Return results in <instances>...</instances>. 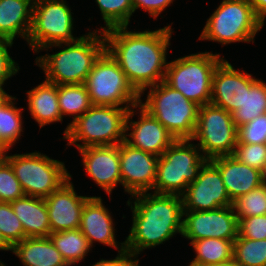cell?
<instances>
[{"instance_id": "obj_1", "label": "cell", "mask_w": 266, "mask_h": 266, "mask_svg": "<svg viewBox=\"0 0 266 266\" xmlns=\"http://www.w3.org/2000/svg\"><path fill=\"white\" fill-rule=\"evenodd\" d=\"M171 27L132 32L125 26L103 32L105 50L118 63L140 96L148 87L164 81L168 66L167 49L173 32Z\"/></svg>"}, {"instance_id": "obj_2", "label": "cell", "mask_w": 266, "mask_h": 266, "mask_svg": "<svg viewBox=\"0 0 266 266\" xmlns=\"http://www.w3.org/2000/svg\"><path fill=\"white\" fill-rule=\"evenodd\" d=\"M130 198H134L127 201L133 220L125 249L132 255L138 257L143 250L163 244L176 233L182 234L181 196L143 192Z\"/></svg>"}, {"instance_id": "obj_3", "label": "cell", "mask_w": 266, "mask_h": 266, "mask_svg": "<svg viewBox=\"0 0 266 266\" xmlns=\"http://www.w3.org/2000/svg\"><path fill=\"white\" fill-rule=\"evenodd\" d=\"M93 31L74 42L50 44L42 48L48 51L51 47L62 48L64 45V49L54 54L36 57L35 64L44 71L46 81L56 85L85 83L94 62L105 51L103 32L100 29Z\"/></svg>"}, {"instance_id": "obj_4", "label": "cell", "mask_w": 266, "mask_h": 266, "mask_svg": "<svg viewBox=\"0 0 266 266\" xmlns=\"http://www.w3.org/2000/svg\"><path fill=\"white\" fill-rule=\"evenodd\" d=\"M191 139H176L159 156L152 193L181 196L208 161Z\"/></svg>"}, {"instance_id": "obj_5", "label": "cell", "mask_w": 266, "mask_h": 266, "mask_svg": "<svg viewBox=\"0 0 266 266\" xmlns=\"http://www.w3.org/2000/svg\"><path fill=\"white\" fill-rule=\"evenodd\" d=\"M130 107L93 105L69 127L64 140L78 149L88 146L118 145L125 140ZM82 143H79L81 142ZM79 144H78V143Z\"/></svg>"}, {"instance_id": "obj_6", "label": "cell", "mask_w": 266, "mask_h": 266, "mask_svg": "<svg viewBox=\"0 0 266 266\" xmlns=\"http://www.w3.org/2000/svg\"><path fill=\"white\" fill-rule=\"evenodd\" d=\"M223 59L207 51L180 57L168 62L164 82L199 106L209 104L213 73Z\"/></svg>"}, {"instance_id": "obj_7", "label": "cell", "mask_w": 266, "mask_h": 266, "mask_svg": "<svg viewBox=\"0 0 266 266\" xmlns=\"http://www.w3.org/2000/svg\"><path fill=\"white\" fill-rule=\"evenodd\" d=\"M264 27L249 0H223L207 19L199 40L223 45L235 42L254 43L255 35Z\"/></svg>"}, {"instance_id": "obj_8", "label": "cell", "mask_w": 266, "mask_h": 266, "mask_svg": "<svg viewBox=\"0 0 266 266\" xmlns=\"http://www.w3.org/2000/svg\"><path fill=\"white\" fill-rule=\"evenodd\" d=\"M145 103L140 105L155 117L175 139H191L194 135L199 105L164 81L148 87Z\"/></svg>"}, {"instance_id": "obj_9", "label": "cell", "mask_w": 266, "mask_h": 266, "mask_svg": "<svg viewBox=\"0 0 266 266\" xmlns=\"http://www.w3.org/2000/svg\"><path fill=\"white\" fill-rule=\"evenodd\" d=\"M1 156L11 165L25 196L46 198L70 177L64 162L54 160L39 151Z\"/></svg>"}, {"instance_id": "obj_10", "label": "cell", "mask_w": 266, "mask_h": 266, "mask_svg": "<svg viewBox=\"0 0 266 266\" xmlns=\"http://www.w3.org/2000/svg\"><path fill=\"white\" fill-rule=\"evenodd\" d=\"M84 84L93 105L135 107L140 104V94L106 50L94 62Z\"/></svg>"}, {"instance_id": "obj_11", "label": "cell", "mask_w": 266, "mask_h": 266, "mask_svg": "<svg viewBox=\"0 0 266 266\" xmlns=\"http://www.w3.org/2000/svg\"><path fill=\"white\" fill-rule=\"evenodd\" d=\"M71 11L65 0H35L27 38L30 49L39 53L50 44L78 40L80 37H74L72 32L74 21Z\"/></svg>"}, {"instance_id": "obj_12", "label": "cell", "mask_w": 266, "mask_h": 266, "mask_svg": "<svg viewBox=\"0 0 266 266\" xmlns=\"http://www.w3.org/2000/svg\"><path fill=\"white\" fill-rule=\"evenodd\" d=\"M237 131L232 114L211 103L199 107L197 124L192 141L208 160L233 155L237 145Z\"/></svg>"}, {"instance_id": "obj_13", "label": "cell", "mask_w": 266, "mask_h": 266, "mask_svg": "<svg viewBox=\"0 0 266 266\" xmlns=\"http://www.w3.org/2000/svg\"><path fill=\"white\" fill-rule=\"evenodd\" d=\"M182 237L197 241L217 238L235 240L238 237V219L233 206L209 211L183 210Z\"/></svg>"}, {"instance_id": "obj_14", "label": "cell", "mask_w": 266, "mask_h": 266, "mask_svg": "<svg viewBox=\"0 0 266 266\" xmlns=\"http://www.w3.org/2000/svg\"><path fill=\"white\" fill-rule=\"evenodd\" d=\"M183 210L209 211L233 204L230 200L221 173L208 160L194 182L189 183L181 195Z\"/></svg>"}, {"instance_id": "obj_15", "label": "cell", "mask_w": 266, "mask_h": 266, "mask_svg": "<svg viewBox=\"0 0 266 266\" xmlns=\"http://www.w3.org/2000/svg\"><path fill=\"white\" fill-rule=\"evenodd\" d=\"M119 157L125 192L133 196L152 191L159 156L132 147L124 140L119 144Z\"/></svg>"}, {"instance_id": "obj_16", "label": "cell", "mask_w": 266, "mask_h": 266, "mask_svg": "<svg viewBox=\"0 0 266 266\" xmlns=\"http://www.w3.org/2000/svg\"><path fill=\"white\" fill-rule=\"evenodd\" d=\"M140 108L138 121H133V108ZM131 132L128 134V131ZM125 141L132 147L161 156L176 140L175 137L140 104L131 107L126 118ZM130 137V138H128Z\"/></svg>"}, {"instance_id": "obj_17", "label": "cell", "mask_w": 266, "mask_h": 266, "mask_svg": "<svg viewBox=\"0 0 266 266\" xmlns=\"http://www.w3.org/2000/svg\"><path fill=\"white\" fill-rule=\"evenodd\" d=\"M256 80L252 74L235 69L223 59L213 73L210 103L232 114L242 105L245 90H249Z\"/></svg>"}, {"instance_id": "obj_18", "label": "cell", "mask_w": 266, "mask_h": 266, "mask_svg": "<svg viewBox=\"0 0 266 266\" xmlns=\"http://www.w3.org/2000/svg\"><path fill=\"white\" fill-rule=\"evenodd\" d=\"M78 150L88 176L111 197L117 184L122 185L119 144L88 146Z\"/></svg>"}, {"instance_id": "obj_19", "label": "cell", "mask_w": 266, "mask_h": 266, "mask_svg": "<svg viewBox=\"0 0 266 266\" xmlns=\"http://www.w3.org/2000/svg\"><path fill=\"white\" fill-rule=\"evenodd\" d=\"M72 176L56 191L44 198L49 215L51 233L80 227L82 209L88 196L77 195Z\"/></svg>"}, {"instance_id": "obj_20", "label": "cell", "mask_w": 266, "mask_h": 266, "mask_svg": "<svg viewBox=\"0 0 266 266\" xmlns=\"http://www.w3.org/2000/svg\"><path fill=\"white\" fill-rule=\"evenodd\" d=\"M102 201L101 197L90 196L82 209L79 229L91 246L98 242L122 251L125 249V241H116L113 218Z\"/></svg>"}, {"instance_id": "obj_21", "label": "cell", "mask_w": 266, "mask_h": 266, "mask_svg": "<svg viewBox=\"0 0 266 266\" xmlns=\"http://www.w3.org/2000/svg\"><path fill=\"white\" fill-rule=\"evenodd\" d=\"M221 173L225 189L233 202L266 181L259 170L239 162L234 156H219L210 159Z\"/></svg>"}, {"instance_id": "obj_22", "label": "cell", "mask_w": 266, "mask_h": 266, "mask_svg": "<svg viewBox=\"0 0 266 266\" xmlns=\"http://www.w3.org/2000/svg\"><path fill=\"white\" fill-rule=\"evenodd\" d=\"M35 0H0V40L15 41L16 36L27 41Z\"/></svg>"}, {"instance_id": "obj_23", "label": "cell", "mask_w": 266, "mask_h": 266, "mask_svg": "<svg viewBox=\"0 0 266 266\" xmlns=\"http://www.w3.org/2000/svg\"><path fill=\"white\" fill-rule=\"evenodd\" d=\"M10 204L26 237H49L51 228L44 198L24 196Z\"/></svg>"}, {"instance_id": "obj_24", "label": "cell", "mask_w": 266, "mask_h": 266, "mask_svg": "<svg viewBox=\"0 0 266 266\" xmlns=\"http://www.w3.org/2000/svg\"><path fill=\"white\" fill-rule=\"evenodd\" d=\"M28 109L40 129L45 125L62 122L58 100V85L44 80L26 92Z\"/></svg>"}, {"instance_id": "obj_25", "label": "cell", "mask_w": 266, "mask_h": 266, "mask_svg": "<svg viewBox=\"0 0 266 266\" xmlns=\"http://www.w3.org/2000/svg\"><path fill=\"white\" fill-rule=\"evenodd\" d=\"M12 252L24 266H69L49 237H26Z\"/></svg>"}, {"instance_id": "obj_26", "label": "cell", "mask_w": 266, "mask_h": 266, "mask_svg": "<svg viewBox=\"0 0 266 266\" xmlns=\"http://www.w3.org/2000/svg\"><path fill=\"white\" fill-rule=\"evenodd\" d=\"M234 241L217 238L192 241L190 245L194 248L196 256L189 266H211L232 261Z\"/></svg>"}, {"instance_id": "obj_27", "label": "cell", "mask_w": 266, "mask_h": 266, "mask_svg": "<svg viewBox=\"0 0 266 266\" xmlns=\"http://www.w3.org/2000/svg\"><path fill=\"white\" fill-rule=\"evenodd\" d=\"M58 100L62 118L67 115L73 116L72 122L67 125L63 132L65 136L70 125L88 111L93 104L84 83L58 85Z\"/></svg>"}, {"instance_id": "obj_28", "label": "cell", "mask_w": 266, "mask_h": 266, "mask_svg": "<svg viewBox=\"0 0 266 266\" xmlns=\"http://www.w3.org/2000/svg\"><path fill=\"white\" fill-rule=\"evenodd\" d=\"M49 238L69 266L84 261L92 247L79 228L50 233Z\"/></svg>"}, {"instance_id": "obj_29", "label": "cell", "mask_w": 266, "mask_h": 266, "mask_svg": "<svg viewBox=\"0 0 266 266\" xmlns=\"http://www.w3.org/2000/svg\"><path fill=\"white\" fill-rule=\"evenodd\" d=\"M264 113H266V82L257 79L249 90H245L243 103L232 113V118L238 128Z\"/></svg>"}, {"instance_id": "obj_30", "label": "cell", "mask_w": 266, "mask_h": 266, "mask_svg": "<svg viewBox=\"0 0 266 266\" xmlns=\"http://www.w3.org/2000/svg\"><path fill=\"white\" fill-rule=\"evenodd\" d=\"M15 97H12L0 109V150H10L19 141L23 132L22 111L24 108L15 106ZM22 108V109H21Z\"/></svg>"}, {"instance_id": "obj_31", "label": "cell", "mask_w": 266, "mask_h": 266, "mask_svg": "<svg viewBox=\"0 0 266 266\" xmlns=\"http://www.w3.org/2000/svg\"><path fill=\"white\" fill-rule=\"evenodd\" d=\"M233 260L240 266H266V239L237 237L233 242Z\"/></svg>"}, {"instance_id": "obj_32", "label": "cell", "mask_w": 266, "mask_h": 266, "mask_svg": "<svg viewBox=\"0 0 266 266\" xmlns=\"http://www.w3.org/2000/svg\"><path fill=\"white\" fill-rule=\"evenodd\" d=\"M95 2L106 26H101L102 32L114 27H128L134 13L132 0H95Z\"/></svg>"}, {"instance_id": "obj_33", "label": "cell", "mask_w": 266, "mask_h": 266, "mask_svg": "<svg viewBox=\"0 0 266 266\" xmlns=\"http://www.w3.org/2000/svg\"><path fill=\"white\" fill-rule=\"evenodd\" d=\"M237 219L266 215V181L254 190L238 197L232 204Z\"/></svg>"}, {"instance_id": "obj_34", "label": "cell", "mask_w": 266, "mask_h": 266, "mask_svg": "<svg viewBox=\"0 0 266 266\" xmlns=\"http://www.w3.org/2000/svg\"><path fill=\"white\" fill-rule=\"evenodd\" d=\"M0 233L11 247L26 238L19 218L7 202H0Z\"/></svg>"}, {"instance_id": "obj_35", "label": "cell", "mask_w": 266, "mask_h": 266, "mask_svg": "<svg viewBox=\"0 0 266 266\" xmlns=\"http://www.w3.org/2000/svg\"><path fill=\"white\" fill-rule=\"evenodd\" d=\"M24 191L11 165L0 158V202H13L24 197Z\"/></svg>"}, {"instance_id": "obj_36", "label": "cell", "mask_w": 266, "mask_h": 266, "mask_svg": "<svg viewBox=\"0 0 266 266\" xmlns=\"http://www.w3.org/2000/svg\"><path fill=\"white\" fill-rule=\"evenodd\" d=\"M232 156L266 176V144L237 143Z\"/></svg>"}, {"instance_id": "obj_37", "label": "cell", "mask_w": 266, "mask_h": 266, "mask_svg": "<svg viewBox=\"0 0 266 266\" xmlns=\"http://www.w3.org/2000/svg\"><path fill=\"white\" fill-rule=\"evenodd\" d=\"M237 143L266 144V113L238 127Z\"/></svg>"}, {"instance_id": "obj_38", "label": "cell", "mask_w": 266, "mask_h": 266, "mask_svg": "<svg viewBox=\"0 0 266 266\" xmlns=\"http://www.w3.org/2000/svg\"><path fill=\"white\" fill-rule=\"evenodd\" d=\"M238 237L253 240L266 239V215L250 216L238 220Z\"/></svg>"}, {"instance_id": "obj_39", "label": "cell", "mask_w": 266, "mask_h": 266, "mask_svg": "<svg viewBox=\"0 0 266 266\" xmlns=\"http://www.w3.org/2000/svg\"><path fill=\"white\" fill-rule=\"evenodd\" d=\"M12 45L13 41L0 40V88H3L5 81L17 74L20 69L9 54L8 47Z\"/></svg>"}, {"instance_id": "obj_40", "label": "cell", "mask_w": 266, "mask_h": 266, "mask_svg": "<svg viewBox=\"0 0 266 266\" xmlns=\"http://www.w3.org/2000/svg\"><path fill=\"white\" fill-rule=\"evenodd\" d=\"M174 0H132L134 12L142 8L154 19L161 14L164 9L173 3Z\"/></svg>"}, {"instance_id": "obj_41", "label": "cell", "mask_w": 266, "mask_h": 266, "mask_svg": "<svg viewBox=\"0 0 266 266\" xmlns=\"http://www.w3.org/2000/svg\"><path fill=\"white\" fill-rule=\"evenodd\" d=\"M92 266H139V259L132 255L128 250L124 249L118 251L115 259H101Z\"/></svg>"}, {"instance_id": "obj_42", "label": "cell", "mask_w": 266, "mask_h": 266, "mask_svg": "<svg viewBox=\"0 0 266 266\" xmlns=\"http://www.w3.org/2000/svg\"><path fill=\"white\" fill-rule=\"evenodd\" d=\"M249 1L254 9L255 14L264 23L266 18V0H249Z\"/></svg>"}, {"instance_id": "obj_43", "label": "cell", "mask_w": 266, "mask_h": 266, "mask_svg": "<svg viewBox=\"0 0 266 266\" xmlns=\"http://www.w3.org/2000/svg\"><path fill=\"white\" fill-rule=\"evenodd\" d=\"M13 96L9 95L4 91L3 88H0V109L12 98Z\"/></svg>"}, {"instance_id": "obj_44", "label": "cell", "mask_w": 266, "mask_h": 266, "mask_svg": "<svg viewBox=\"0 0 266 266\" xmlns=\"http://www.w3.org/2000/svg\"><path fill=\"white\" fill-rule=\"evenodd\" d=\"M0 250L12 251V247L4 240L1 233H0Z\"/></svg>"}, {"instance_id": "obj_45", "label": "cell", "mask_w": 266, "mask_h": 266, "mask_svg": "<svg viewBox=\"0 0 266 266\" xmlns=\"http://www.w3.org/2000/svg\"><path fill=\"white\" fill-rule=\"evenodd\" d=\"M211 266H240L237 264L234 260L224 263V264H218V265H211Z\"/></svg>"}, {"instance_id": "obj_46", "label": "cell", "mask_w": 266, "mask_h": 266, "mask_svg": "<svg viewBox=\"0 0 266 266\" xmlns=\"http://www.w3.org/2000/svg\"><path fill=\"white\" fill-rule=\"evenodd\" d=\"M0 266H6L2 261H0Z\"/></svg>"}]
</instances>
